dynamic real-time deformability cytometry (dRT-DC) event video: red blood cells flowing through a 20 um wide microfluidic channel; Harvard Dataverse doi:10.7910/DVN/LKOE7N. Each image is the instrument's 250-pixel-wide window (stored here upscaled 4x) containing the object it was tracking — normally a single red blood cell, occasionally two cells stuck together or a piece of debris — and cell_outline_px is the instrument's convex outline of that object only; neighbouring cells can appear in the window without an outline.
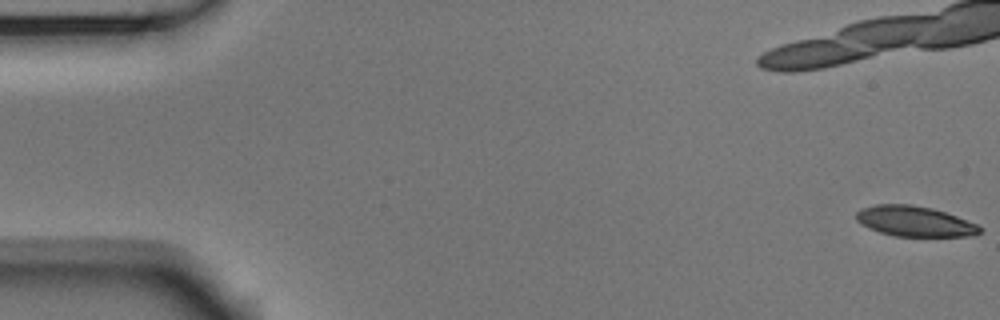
{"species": "Egyptian fruit bat (a non-hibernating species)", "species_latin": "Rousettus aegyptiacus", "temperature_condition": "room temperature", "stored_images_in_passage": 39, "camera_frame_rate_fps": 3000, "um_per_image_px": 0.085, "animal": {"sex": "male"}, "frame": {"image": 1, "passage_image": 1, "time_ms": 0.0, "image_size_px": [1000, 320], "cell_outline_px": [[980, 232], [972, 236], [896, 236], [880, 232], [868, 228], [860, 224], [856, 220], [856, 212], [860, 208], [876, 204], [912, 204], [932, 208], [956, 216], [976, 224], [980, 228]], "centroid_in_image_um": [77.68, 18.8], "position_along_channel_um": 7.3, "area_um2": 21.79}}